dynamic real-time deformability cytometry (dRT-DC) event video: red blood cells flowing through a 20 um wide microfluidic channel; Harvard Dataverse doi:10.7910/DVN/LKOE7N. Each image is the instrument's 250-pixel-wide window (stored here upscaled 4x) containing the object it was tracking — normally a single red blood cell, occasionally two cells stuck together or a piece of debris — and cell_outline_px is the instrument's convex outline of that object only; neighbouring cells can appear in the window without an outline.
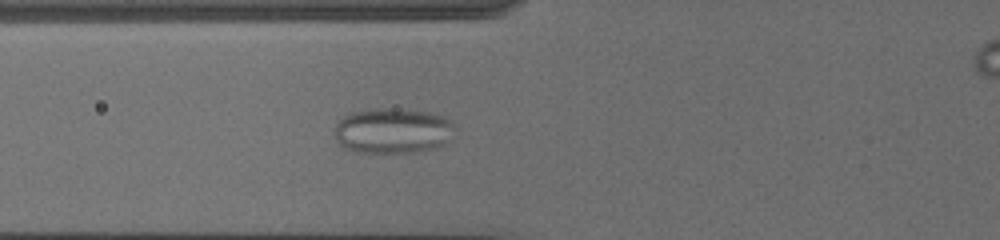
{"species": "common noctule bat (a hibernating species)", "species_latin": "Nyctalus noctula", "temperature_condition": "cold", "stored_images_in_passage": 45, "camera_frame_rate_fps": 3000, "um_per_image_px": 0.085, "animal": {"sex": "female", "body_mass_g": 19.5, "forearm_length_mm": 54.1}, "frame": {"image": 1, "passage_image": 14, "time_ms": 4.333, "image_size_px": [1000, 240], "cell_outline_px": [[452, 140], [444, 144], [432, 148], [412, 152], [360, 152], [344, 148], [336, 140], [336, 124], [348, 112], [372, 108], [400, 108], [428, 112], [440, 116], [448, 120], [452, 124]], "centroid_in_image_um": [33.35, 11.1], "position_along_channel_um": 92.4, "area_um2": 31.67}}
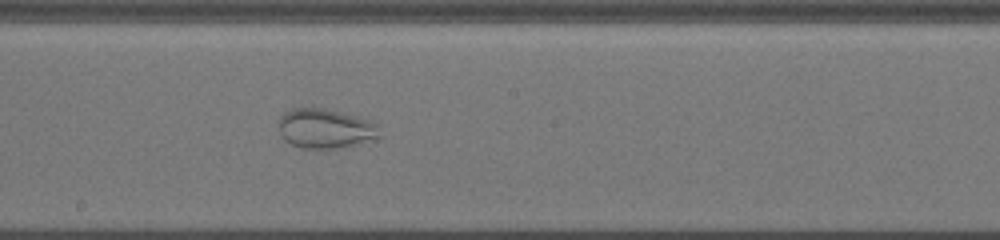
{"frame": {"image": 2, "passage_image": 24, "time_ms": 7.667, "image_size_px": [1000, 240], "cell_outline_px": [[380, 136], [376, 140], [340, 148], [300, 148], [284, 140], [280, 132], [280, 116], [284, 112], [292, 108], [324, 108], [372, 120], [376, 124]], "centroid_in_image_um": [27.68, 10.93], "position_along_channel_um": 220.5, "area_um2": 23.35}}
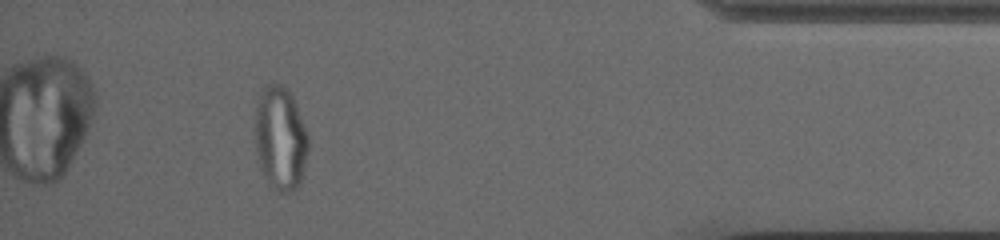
{"frame": {"image": 3, "passage_image": 42, "time_ms": 13.667, "image_size_px": [1000, 240], "cell_outline_px": [[308, 148], [300, 184], [296, 188], [288, 192], [284, 192], [276, 188], [264, 176], [260, 168], [256, 152], [256, 104], [260, 88], [272, 80], [280, 84], [292, 96], [308, 136]], "centroid_in_image_um": [23.81, 11.7], "position_along_channel_um": 411.4, "area_um2": 31.85}}